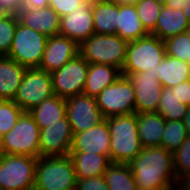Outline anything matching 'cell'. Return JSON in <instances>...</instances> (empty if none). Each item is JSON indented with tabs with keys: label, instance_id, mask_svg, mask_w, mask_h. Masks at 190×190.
Returning <instances> with one entry per match:
<instances>
[{
	"label": "cell",
	"instance_id": "6da1fadb",
	"mask_svg": "<svg viewBox=\"0 0 190 190\" xmlns=\"http://www.w3.org/2000/svg\"><path fill=\"white\" fill-rule=\"evenodd\" d=\"M129 166L138 189L177 185L173 153L161 146L143 148Z\"/></svg>",
	"mask_w": 190,
	"mask_h": 190
},
{
	"label": "cell",
	"instance_id": "7a4b0ae2",
	"mask_svg": "<svg viewBox=\"0 0 190 190\" xmlns=\"http://www.w3.org/2000/svg\"><path fill=\"white\" fill-rule=\"evenodd\" d=\"M105 119L111 137V163L129 164L143 149L138 136L137 113Z\"/></svg>",
	"mask_w": 190,
	"mask_h": 190
},
{
	"label": "cell",
	"instance_id": "3957f363",
	"mask_svg": "<svg viewBox=\"0 0 190 190\" xmlns=\"http://www.w3.org/2000/svg\"><path fill=\"white\" fill-rule=\"evenodd\" d=\"M76 184V172L69 155L37 159L34 190H75Z\"/></svg>",
	"mask_w": 190,
	"mask_h": 190
},
{
	"label": "cell",
	"instance_id": "277c9868",
	"mask_svg": "<svg viewBox=\"0 0 190 190\" xmlns=\"http://www.w3.org/2000/svg\"><path fill=\"white\" fill-rule=\"evenodd\" d=\"M128 41L117 34H92L79 45V54L89 64H107L122 71Z\"/></svg>",
	"mask_w": 190,
	"mask_h": 190
},
{
	"label": "cell",
	"instance_id": "5b68a950",
	"mask_svg": "<svg viewBox=\"0 0 190 190\" xmlns=\"http://www.w3.org/2000/svg\"><path fill=\"white\" fill-rule=\"evenodd\" d=\"M165 55V42L152 34H148L128 43L126 60L121 72L140 73L149 71V73L159 75L157 68Z\"/></svg>",
	"mask_w": 190,
	"mask_h": 190
},
{
	"label": "cell",
	"instance_id": "8992f818",
	"mask_svg": "<svg viewBox=\"0 0 190 190\" xmlns=\"http://www.w3.org/2000/svg\"><path fill=\"white\" fill-rule=\"evenodd\" d=\"M40 129L29 112H23L14 127L4 135L0 153L39 158Z\"/></svg>",
	"mask_w": 190,
	"mask_h": 190
},
{
	"label": "cell",
	"instance_id": "52a82bcc",
	"mask_svg": "<svg viewBox=\"0 0 190 190\" xmlns=\"http://www.w3.org/2000/svg\"><path fill=\"white\" fill-rule=\"evenodd\" d=\"M37 159L0 153V190H34Z\"/></svg>",
	"mask_w": 190,
	"mask_h": 190
},
{
	"label": "cell",
	"instance_id": "ba28073f",
	"mask_svg": "<svg viewBox=\"0 0 190 190\" xmlns=\"http://www.w3.org/2000/svg\"><path fill=\"white\" fill-rule=\"evenodd\" d=\"M47 39L46 35L23 25L18 19L7 57L26 68H39Z\"/></svg>",
	"mask_w": 190,
	"mask_h": 190
},
{
	"label": "cell",
	"instance_id": "9c48e42d",
	"mask_svg": "<svg viewBox=\"0 0 190 190\" xmlns=\"http://www.w3.org/2000/svg\"><path fill=\"white\" fill-rule=\"evenodd\" d=\"M95 98L104 118L136 113L135 90L124 75L107 86Z\"/></svg>",
	"mask_w": 190,
	"mask_h": 190
},
{
	"label": "cell",
	"instance_id": "30bf717a",
	"mask_svg": "<svg viewBox=\"0 0 190 190\" xmlns=\"http://www.w3.org/2000/svg\"><path fill=\"white\" fill-rule=\"evenodd\" d=\"M55 95L51 74L39 68H27L18 88L14 102L29 112L44 99Z\"/></svg>",
	"mask_w": 190,
	"mask_h": 190
},
{
	"label": "cell",
	"instance_id": "8fae6325",
	"mask_svg": "<svg viewBox=\"0 0 190 190\" xmlns=\"http://www.w3.org/2000/svg\"><path fill=\"white\" fill-rule=\"evenodd\" d=\"M89 63L78 54L60 69L51 73L53 91L56 96L69 98L84 92Z\"/></svg>",
	"mask_w": 190,
	"mask_h": 190
},
{
	"label": "cell",
	"instance_id": "7c38bea8",
	"mask_svg": "<svg viewBox=\"0 0 190 190\" xmlns=\"http://www.w3.org/2000/svg\"><path fill=\"white\" fill-rule=\"evenodd\" d=\"M66 116L73 134L91 129L105 119L96 98L84 93L66 99Z\"/></svg>",
	"mask_w": 190,
	"mask_h": 190
},
{
	"label": "cell",
	"instance_id": "4fadbf2b",
	"mask_svg": "<svg viewBox=\"0 0 190 190\" xmlns=\"http://www.w3.org/2000/svg\"><path fill=\"white\" fill-rule=\"evenodd\" d=\"M131 82L135 90L136 113L157 112L162 85L159 75L149 73H122Z\"/></svg>",
	"mask_w": 190,
	"mask_h": 190
},
{
	"label": "cell",
	"instance_id": "5bb4252c",
	"mask_svg": "<svg viewBox=\"0 0 190 190\" xmlns=\"http://www.w3.org/2000/svg\"><path fill=\"white\" fill-rule=\"evenodd\" d=\"M73 131L67 116L40 129V157L68 156L73 142Z\"/></svg>",
	"mask_w": 190,
	"mask_h": 190
},
{
	"label": "cell",
	"instance_id": "9a60e30c",
	"mask_svg": "<svg viewBox=\"0 0 190 190\" xmlns=\"http://www.w3.org/2000/svg\"><path fill=\"white\" fill-rule=\"evenodd\" d=\"M92 0H86L70 14L61 17L59 34L80 45L94 34Z\"/></svg>",
	"mask_w": 190,
	"mask_h": 190
},
{
	"label": "cell",
	"instance_id": "2e32d148",
	"mask_svg": "<svg viewBox=\"0 0 190 190\" xmlns=\"http://www.w3.org/2000/svg\"><path fill=\"white\" fill-rule=\"evenodd\" d=\"M79 54V45L63 35L48 37L39 69L52 73Z\"/></svg>",
	"mask_w": 190,
	"mask_h": 190
},
{
	"label": "cell",
	"instance_id": "e0dca14e",
	"mask_svg": "<svg viewBox=\"0 0 190 190\" xmlns=\"http://www.w3.org/2000/svg\"><path fill=\"white\" fill-rule=\"evenodd\" d=\"M110 132L104 119L91 129L73 135L70 152L97 153L110 158Z\"/></svg>",
	"mask_w": 190,
	"mask_h": 190
},
{
	"label": "cell",
	"instance_id": "ac0fdd59",
	"mask_svg": "<svg viewBox=\"0 0 190 190\" xmlns=\"http://www.w3.org/2000/svg\"><path fill=\"white\" fill-rule=\"evenodd\" d=\"M17 16L23 25L47 37L59 34L61 17L50 6L41 9L21 8Z\"/></svg>",
	"mask_w": 190,
	"mask_h": 190
},
{
	"label": "cell",
	"instance_id": "d6986e66",
	"mask_svg": "<svg viewBox=\"0 0 190 190\" xmlns=\"http://www.w3.org/2000/svg\"><path fill=\"white\" fill-rule=\"evenodd\" d=\"M190 30V23L183 10L162 5L155 29L150 33L165 41L167 38Z\"/></svg>",
	"mask_w": 190,
	"mask_h": 190
},
{
	"label": "cell",
	"instance_id": "ffe728a7",
	"mask_svg": "<svg viewBox=\"0 0 190 190\" xmlns=\"http://www.w3.org/2000/svg\"><path fill=\"white\" fill-rule=\"evenodd\" d=\"M26 69L14 59L0 56V100L14 101Z\"/></svg>",
	"mask_w": 190,
	"mask_h": 190
},
{
	"label": "cell",
	"instance_id": "44dd1931",
	"mask_svg": "<svg viewBox=\"0 0 190 190\" xmlns=\"http://www.w3.org/2000/svg\"><path fill=\"white\" fill-rule=\"evenodd\" d=\"M138 136L143 148L161 146L165 119L157 112L137 113Z\"/></svg>",
	"mask_w": 190,
	"mask_h": 190
},
{
	"label": "cell",
	"instance_id": "7402d4cb",
	"mask_svg": "<svg viewBox=\"0 0 190 190\" xmlns=\"http://www.w3.org/2000/svg\"><path fill=\"white\" fill-rule=\"evenodd\" d=\"M121 75V70L114 66L107 64H89L83 93L87 96L96 97Z\"/></svg>",
	"mask_w": 190,
	"mask_h": 190
},
{
	"label": "cell",
	"instance_id": "603a6c76",
	"mask_svg": "<svg viewBox=\"0 0 190 190\" xmlns=\"http://www.w3.org/2000/svg\"><path fill=\"white\" fill-rule=\"evenodd\" d=\"M77 179L101 176L111 164L108 156L97 153L70 152Z\"/></svg>",
	"mask_w": 190,
	"mask_h": 190
},
{
	"label": "cell",
	"instance_id": "cb8c5ba5",
	"mask_svg": "<svg viewBox=\"0 0 190 190\" xmlns=\"http://www.w3.org/2000/svg\"><path fill=\"white\" fill-rule=\"evenodd\" d=\"M117 24L116 34L128 42L149 34L143 27L134 4L118 5Z\"/></svg>",
	"mask_w": 190,
	"mask_h": 190
},
{
	"label": "cell",
	"instance_id": "d4e9b609",
	"mask_svg": "<svg viewBox=\"0 0 190 190\" xmlns=\"http://www.w3.org/2000/svg\"><path fill=\"white\" fill-rule=\"evenodd\" d=\"M92 16L96 34H116L118 4L109 0H92Z\"/></svg>",
	"mask_w": 190,
	"mask_h": 190
},
{
	"label": "cell",
	"instance_id": "484cf974",
	"mask_svg": "<svg viewBox=\"0 0 190 190\" xmlns=\"http://www.w3.org/2000/svg\"><path fill=\"white\" fill-rule=\"evenodd\" d=\"M158 80L162 88H173L174 86L190 80V65L178 58L167 54L158 65Z\"/></svg>",
	"mask_w": 190,
	"mask_h": 190
},
{
	"label": "cell",
	"instance_id": "4316f807",
	"mask_svg": "<svg viewBox=\"0 0 190 190\" xmlns=\"http://www.w3.org/2000/svg\"><path fill=\"white\" fill-rule=\"evenodd\" d=\"M29 113L33 116L39 129L46 128L66 116V99L53 95L44 99Z\"/></svg>",
	"mask_w": 190,
	"mask_h": 190
},
{
	"label": "cell",
	"instance_id": "83f0119b",
	"mask_svg": "<svg viewBox=\"0 0 190 190\" xmlns=\"http://www.w3.org/2000/svg\"><path fill=\"white\" fill-rule=\"evenodd\" d=\"M103 176L109 190H138L129 164L111 163Z\"/></svg>",
	"mask_w": 190,
	"mask_h": 190
},
{
	"label": "cell",
	"instance_id": "f1b7e54d",
	"mask_svg": "<svg viewBox=\"0 0 190 190\" xmlns=\"http://www.w3.org/2000/svg\"><path fill=\"white\" fill-rule=\"evenodd\" d=\"M188 108L179 100L176 95V88H162L157 113L165 120L182 121Z\"/></svg>",
	"mask_w": 190,
	"mask_h": 190
},
{
	"label": "cell",
	"instance_id": "f546056e",
	"mask_svg": "<svg viewBox=\"0 0 190 190\" xmlns=\"http://www.w3.org/2000/svg\"><path fill=\"white\" fill-rule=\"evenodd\" d=\"M189 136L183 121L165 120V129L162 134L161 147L170 152H175Z\"/></svg>",
	"mask_w": 190,
	"mask_h": 190
},
{
	"label": "cell",
	"instance_id": "4dcf8cb0",
	"mask_svg": "<svg viewBox=\"0 0 190 190\" xmlns=\"http://www.w3.org/2000/svg\"><path fill=\"white\" fill-rule=\"evenodd\" d=\"M134 5L143 27L150 34L158 22L163 0H138Z\"/></svg>",
	"mask_w": 190,
	"mask_h": 190
},
{
	"label": "cell",
	"instance_id": "1f68e13d",
	"mask_svg": "<svg viewBox=\"0 0 190 190\" xmlns=\"http://www.w3.org/2000/svg\"><path fill=\"white\" fill-rule=\"evenodd\" d=\"M18 16L6 13L0 16V56H7L14 38Z\"/></svg>",
	"mask_w": 190,
	"mask_h": 190
},
{
	"label": "cell",
	"instance_id": "d6a6232c",
	"mask_svg": "<svg viewBox=\"0 0 190 190\" xmlns=\"http://www.w3.org/2000/svg\"><path fill=\"white\" fill-rule=\"evenodd\" d=\"M166 54L187 62L190 59V30L165 41Z\"/></svg>",
	"mask_w": 190,
	"mask_h": 190
},
{
	"label": "cell",
	"instance_id": "836d02e7",
	"mask_svg": "<svg viewBox=\"0 0 190 190\" xmlns=\"http://www.w3.org/2000/svg\"><path fill=\"white\" fill-rule=\"evenodd\" d=\"M23 112L14 101L0 100V130L4 135L14 127Z\"/></svg>",
	"mask_w": 190,
	"mask_h": 190
},
{
	"label": "cell",
	"instance_id": "e575fe53",
	"mask_svg": "<svg viewBox=\"0 0 190 190\" xmlns=\"http://www.w3.org/2000/svg\"><path fill=\"white\" fill-rule=\"evenodd\" d=\"M174 170L177 181L190 172V135L173 152Z\"/></svg>",
	"mask_w": 190,
	"mask_h": 190
},
{
	"label": "cell",
	"instance_id": "d590c367",
	"mask_svg": "<svg viewBox=\"0 0 190 190\" xmlns=\"http://www.w3.org/2000/svg\"><path fill=\"white\" fill-rule=\"evenodd\" d=\"M85 1L86 0H49V6L53 8L60 17H64Z\"/></svg>",
	"mask_w": 190,
	"mask_h": 190
},
{
	"label": "cell",
	"instance_id": "8d00e7d4",
	"mask_svg": "<svg viewBox=\"0 0 190 190\" xmlns=\"http://www.w3.org/2000/svg\"><path fill=\"white\" fill-rule=\"evenodd\" d=\"M75 190H109L104 176L77 179Z\"/></svg>",
	"mask_w": 190,
	"mask_h": 190
},
{
	"label": "cell",
	"instance_id": "74e56055",
	"mask_svg": "<svg viewBox=\"0 0 190 190\" xmlns=\"http://www.w3.org/2000/svg\"><path fill=\"white\" fill-rule=\"evenodd\" d=\"M173 88H176V95L179 100L186 106L190 107V80L180 83Z\"/></svg>",
	"mask_w": 190,
	"mask_h": 190
},
{
	"label": "cell",
	"instance_id": "f35d334b",
	"mask_svg": "<svg viewBox=\"0 0 190 190\" xmlns=\"http://www.w3.org/2000/svg\"><path fill=\"white\" fill-rule=\"evenodd\" d=\"M0 2L7 13L17 14L23 6V0H0Z\"/></svg>",
	"mask_w": 190,
	"mask_h": 190
},
{
	"label": "cell",
	"instance_id": "ab89813d",
	"mask_svg": "<svg viewBox=\"0 0 190 190\" xmlns=\"http://www.w3.org/2000/svg\"><path fill=\"white\" fill-rule=\"evenodd\" d=\"M49 6V0H23L22 8L41 9Z\"/></svg>",
	"mask_w": 190,
	"mask_h": 190
},
{
	"label": "cell",
	"instance_id": "60d3db41",
	"mask_svg": "<svg viewBox=\"0 0 190 190\" xmlns=\"http://www.w3.org/2000/svg\"><path fill=\"white\" fill-rule=\"evenodd\" d=\"M176 190H190V172L177 181Z\"/></svg>",
	"mask_w": 190,
	"mask_h": 190
},
{
	"label": "cell",
	"instance_id": "b9f144b4",
	"mask_svg": "<svg viewBox=\"0 0 190 190\" xmlns=\"http://www.w3.org/2000/svg\"><path fill=\"white\" fill-rule=\"evenodd\" d=\"M185 0H163V5L166 7H170L173 9H180L183 10Z\"/></svg>",
	"mask_w": 190,
	"mask_h": 190
},
{
	"label": "cell",
	"instance_id": "7bdbcfd3",
	"mask_svg": "<svg viewBox=\"0 0 190 190\" xmlns=\"http://www.w3.org/2000/svg\"><path fill=\"white\" fill-rule=\"evenodd\" d=\"M177 185H162L156 187H150L147 189H138V190H176Z\"/></svg>",
	"mask_w": 190,
	"mask_h": 190
},
{
	"label": "cell",
	"instance_id": "ee69618b",
	"mask_svg": "<svg viewBox=\"0 0 190 190\" xmlns=\"http://www.w3.org/2000/svg\"><path fill=\"white\" fill-rule=\"evenodd\" d=\"M182 7H183V12L188 19V22L190 23V0H185L184 6Z\"/></svg>",
	"mask_w": 190,
	"mask_h": 190
},
{
	"label": "cell",
	"instance_id": "f6af8a7d",
	"mask_svg": "<svg viewBox=\"0 0 190 190\" xmlns=\"http://www.w3.org/2000/svg\"><path fill=\"white\" fill-rule=\"evenodd\" d=\"M182 121H183L184 125L186 126L187 131L190 135V107L188 108L187 113Z\"/></svg>",
	"mask_w": 190,
	"mask_h": 190
},
{
	"label": "cell",
	"instance_id": "bcb514c9",
	"mask_svg": "<svg viewBox=\"0 0 190 190\" xmlns=\"http://www.w3.org/2000/svg\"><path fill=\"white\" fill-rule=\"evenodd\" d=\"M112 2H115L116 4H136L138 0H109Z\"/></svg>",
	"mask_w": 190,
	"mask_h": 190
},
{
	"label": "cell",
	"instance_id": "7dc6e473",
	"mask_svg": "<svg viewBox=\"0 0 190 190\" xmlns=\"http://www.w3.org/2000/svg\"><path fill=\"white\" fill-rule=\"evenodd\" d=\"M3 141H4V134L2 133V130H0V151H1Z\"/></svg>",
	"mask_w": 190,
	"mask_h": 190
},
{
	"label": "cell",
	"instance_id": "c3c4849f",
	"mask_svg": "<svg viewBox=\"0 0 190 190\" xmlns=\"http://www.w3.org/2000/svg\"><path fill=\"white\" fill-rule=\"evenodd\" d=\"M7 12L3 9L1 2H0V14H6Z\"/></svg>",
	"mask_w": 190,
	"mask_h": 190
}]
</instances>
